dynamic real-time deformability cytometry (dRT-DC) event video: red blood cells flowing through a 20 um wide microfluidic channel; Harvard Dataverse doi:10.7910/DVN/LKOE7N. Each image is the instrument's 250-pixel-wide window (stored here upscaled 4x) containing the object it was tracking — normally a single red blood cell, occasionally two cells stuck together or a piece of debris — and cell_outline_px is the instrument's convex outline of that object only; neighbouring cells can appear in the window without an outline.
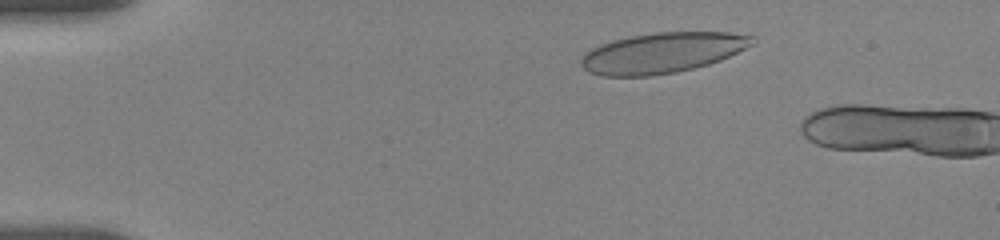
{"species": "human", "species_latin": "Homo sapiens", "temperature_condition": "room temperature", "stored_images_in_passage": 12, "camera_frame_rate_fps": 3000, "um_per_image_px": 0.085, "donor": {"sex": "female"}, "frame": {"image": 1, "passage_image": 8, "time_ms": 1.667, "image_size_px": [1000, 240], "cell_outline_px": [[756, 44], [720, 60], [708, 64], [676, 72], [652, 76], [600, 76], [588, 72], [580, 64], [580, 60], [592, 48], [600, 44], [612, 40], [632, 36], [656, 32], [728, 32], [756, 36]], "centroid_in_image_um": [56.33, 4.48], "position_along_channel_um": 28.7, "area_um2": 40.46}}